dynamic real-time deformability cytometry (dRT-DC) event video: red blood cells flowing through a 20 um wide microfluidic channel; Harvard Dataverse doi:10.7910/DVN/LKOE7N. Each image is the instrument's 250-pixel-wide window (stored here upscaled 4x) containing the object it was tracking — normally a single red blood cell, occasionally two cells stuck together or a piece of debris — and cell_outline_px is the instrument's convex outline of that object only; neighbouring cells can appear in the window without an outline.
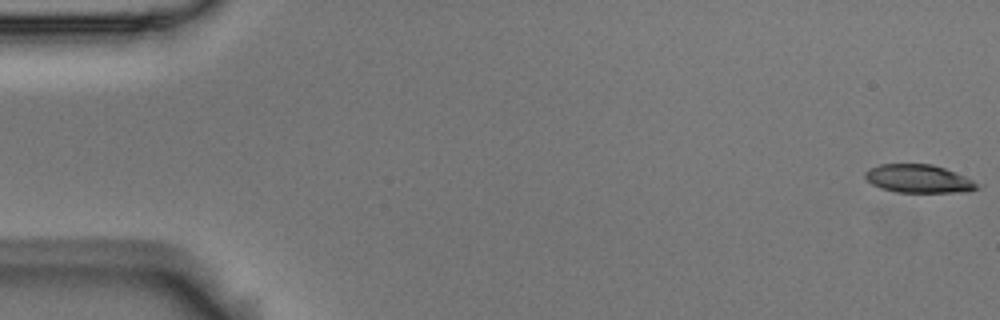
{"species": "Egyptian fruit bat (a non-hibernating species)", "species_latin": "Rousettus aegyptiacus", "temperature_condition": "room temperature", "stored_images_in_passage": 56, "camera_frame_rate_fps": 3000, "um_per_image_px": 0.085, "animal": {"sex": "male"}, "frame": {"image": 1, "passage_image": 1, "time_ms": 0.0, "image_size_px": [1000, 320], "cell_outline_px": [[980, 188], [968, 192], [896, 192], [880, 188], [872, 184], [864, 176], [864, 172], [880, 164], [932, 164], [944, 168], [964, 176], [972, 180]], "centroid_in_image_um": [78.07, 15.2], "position_along_channel_um": 6.9, "area_um2": 18.26}}
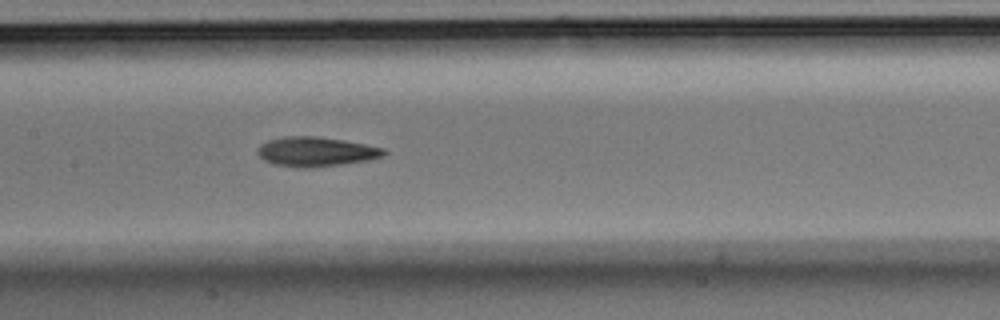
{"frame": {"image": 2, "passage_image": 27, "time_ms": 8.667, "image_size_px": [1000, 320], "cell_outline_px": [[388, 152], [384, 156], [368, 160], [344, 164], [312, 168], [300, 168], [272, 164], [264, 160], [256, 152], [256, 148], [260, 144], [268, 140], [284, 136], [312, 136], [340, 140], [364, 144], [384, 148]], "centroid_in_image_um": [26.82, 12.91], "position_along_channel_um": 180.6, "area_um2": 21.85}}
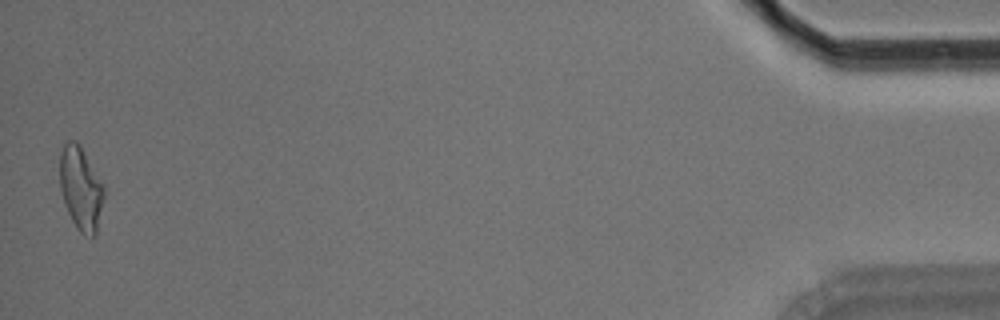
{"frame": {"image": 3, "passage_image": 55, "time_ms": 18.0, "image_size_px": [1000, 320], "cell_outline_px": [[104, 200], [96, 236], [84, 236], [76, 228], [64, 204], [60, 188], [60, 152], [64, 144], [68, 140], [76, 140], [80, 144], [104, 184]], "centroid_in_image_um": [6.88, 16.02], "position_along_channel_um": 428.3, "area_um2": 21.85}, "authors_computed_cell_mechanics": {"area_um2": 20.8658, "velocity_mm_per_s": 3.6429, "shape_relaxation_time_tau1_ms": 6.2654, "shape_relaxation_time_tau2_ms": 4.8418, "deformation_change_tau1": 0.1982, "deformation_change_tau2": 0.1233}}